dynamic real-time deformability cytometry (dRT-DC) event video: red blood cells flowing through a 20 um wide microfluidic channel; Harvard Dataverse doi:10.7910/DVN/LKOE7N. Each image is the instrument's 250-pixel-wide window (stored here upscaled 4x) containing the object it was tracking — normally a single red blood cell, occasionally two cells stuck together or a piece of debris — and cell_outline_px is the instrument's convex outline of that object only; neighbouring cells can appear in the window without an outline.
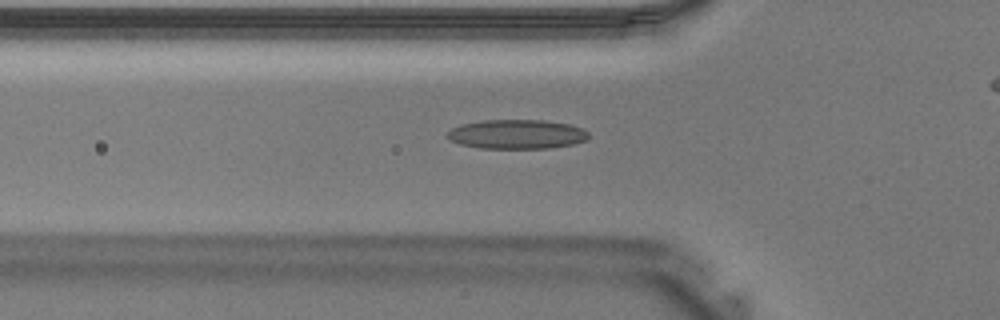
{"species": "Egyptian fruit bat (a non-hibernating species)", "species_latin": "Rousettus aegyptiacus", "temperature_condition": "warm", "stored_images_in_passage": 36, "camera_frame_rate_fps": 3000, "um_per_image_px": 0.085, "animal": {"sex": "male"}, "frame": {"image": 1, "passage_image": 14, "time_ms": 4.333, "image_size_px": [1000, 320], "cell_outline_px": [[588, 136], [584, 140], [572, 144], [548, 148], [480, 148], [460, 144], [444, 136], [452, 128], [460, 124], [484, 120], [544, 120], [568, 124], [584, 128], [588, 132]], "centroid_in_image_um": [43.9, 11.4], "position_along_channel_um": 81.9, "area_um2": 24.04}}
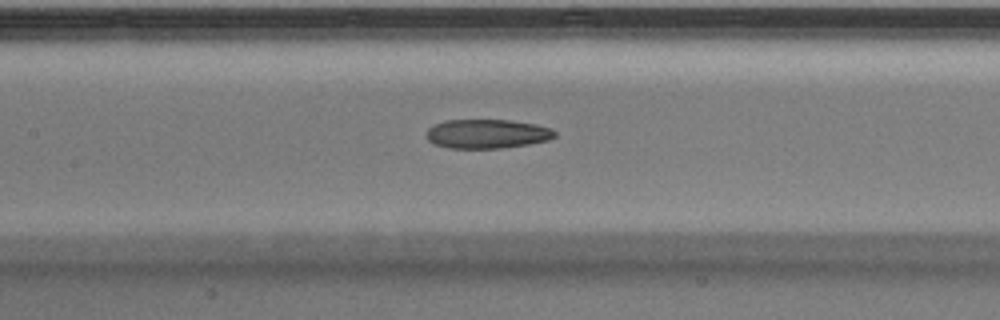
{"frame": {"image": 2, "passage_image": 19, "time_ms": 6.0, "image_size_px": [1000, 320], "cell_outline_px": [[556, 136], [548, 140], [528, 144], [504, 148], [448, 148], [432, 144], [428, 140], [428, 128], [432, 124], [444, 120], [512, 120], [536, 124], [552, 128], [556, 132]], "centroid_in_image_um": [41.4, 11.37], "position_along_channel_um": 166.0, "area_um2": 22.02}}
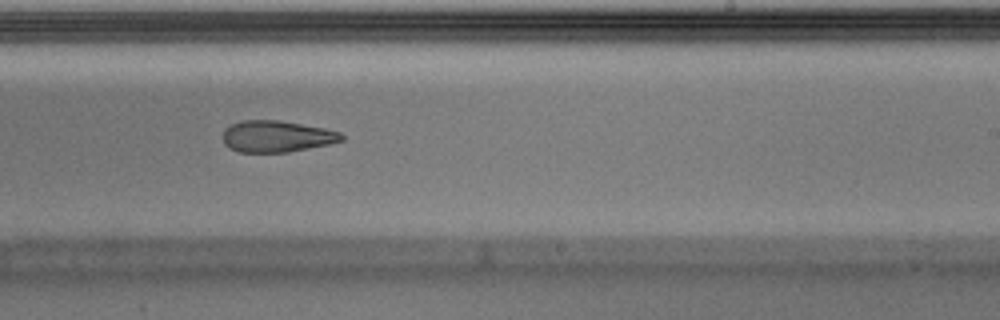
{"frame": {"image": 3, "passage_image": 25, "time_ms": 8.0, "image_size_px": [1000, 320], "cell_outline_px": [[344, 140], [332, 144], [288, 152], [240, 152], [228, 148], [224, 144], [224, 128], [240, 120], [280, 120], [324, 128], [340, 132], [344, 136]], "centroid_in_image_um": [23.53, 11.59], "position_along_channel_um": 265.5, "area_um2": 21.96}}